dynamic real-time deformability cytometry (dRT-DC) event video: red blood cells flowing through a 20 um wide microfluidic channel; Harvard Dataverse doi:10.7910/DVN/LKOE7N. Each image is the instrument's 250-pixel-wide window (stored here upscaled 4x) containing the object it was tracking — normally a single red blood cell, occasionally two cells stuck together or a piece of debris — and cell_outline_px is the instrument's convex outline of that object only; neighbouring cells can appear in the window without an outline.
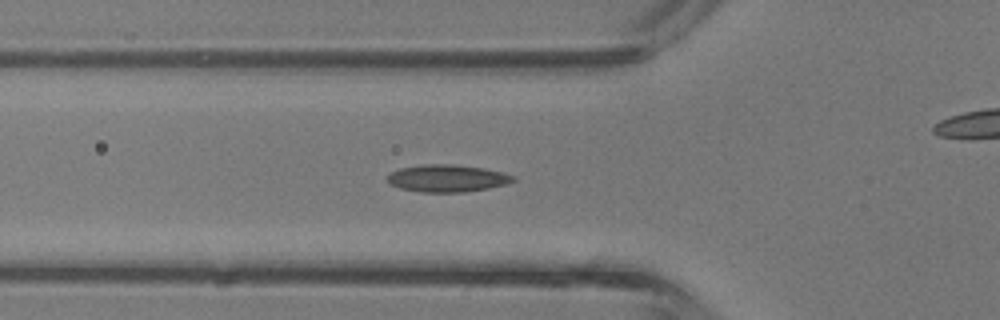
{"species": "common noctule bat (a hibernating species)", "species_latin": "Nyctalus noctula", "temperature_condition": "room temperature", "stored_images_in_passage": 44, "camera_frame_rate_fps": 3000, "um_per_image_px": 0.085, "animal": {"sex": "male", "body_mass_g": 13.3}, "frame": {"image": 1, "passage_image": 15, "time_ms": 4.667, "image_size_px": [1000, 320], "cell_outline_px": [[516, 180], [504, 184], [488, 188], [464, 192], [420, 192], [400, 188], [388, 184], [388, 176], [392, 172], [400, 168], [424, 164], [452, 164], [484, 168], [516, 176]], "centroid_in_image_um": [38.0, 15.15], "position_along_channel_um": 87.8, "area_um2": 19.88}}
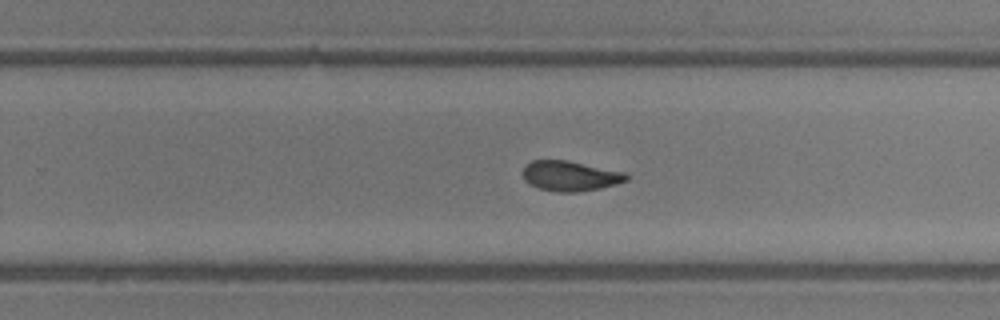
{"frame": {"image": 2, "passage_image": 27, "time_ms": 8.667, "image_size_px": [1000, 320], "cell_outline_px": [[628, 180], [616, 184], [600, 188], [580, 192], [556, 192], [540, 188], [524, 180], [524, 168], [532, 160], [568, 160], [628, 172]], "centroid_in_image_um": [48.54, 14.95], "position_along_channel_um": 281.3, "area_um2": 18.21}}
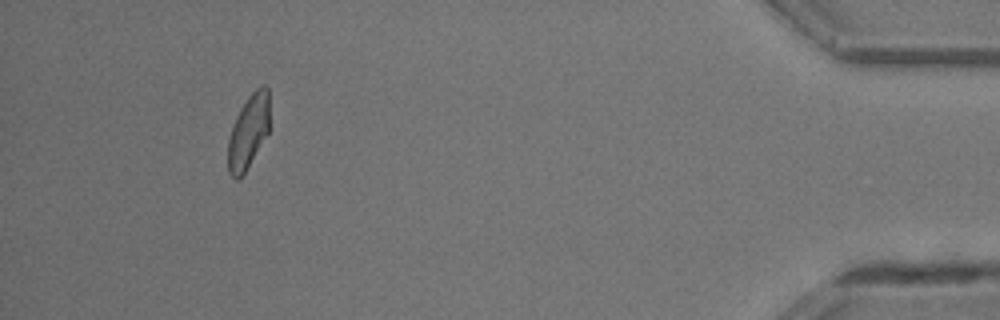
{"frame": {"image": 3, "passage_image": 44, "time_ms": 14.333, "image_size_px": [1000, 320], "cell_outline_px": [[268, 132], [244, 172], [236, 180], [228, 172], [228, 140], [236, 116], [240, 108], [248, 96], [260, 84], [264, 84], [268, 88]], "centroid_in_image_um": [21.1, 11.14], "position_along_channel_um": 414.1, "area_um2": 17.46}, "authors_computed_cell_mechanics": {"area_um2": 18.785, "velocity_mm_per_s": 4.8384, "shape_relaxation_time_tau1_ms": 3.9628, "shape_relaxation_time_tau2_ms": 1.9216, "deformation_change_tau1": 0.1187, "deformation_change_tau2": 0.0736}}